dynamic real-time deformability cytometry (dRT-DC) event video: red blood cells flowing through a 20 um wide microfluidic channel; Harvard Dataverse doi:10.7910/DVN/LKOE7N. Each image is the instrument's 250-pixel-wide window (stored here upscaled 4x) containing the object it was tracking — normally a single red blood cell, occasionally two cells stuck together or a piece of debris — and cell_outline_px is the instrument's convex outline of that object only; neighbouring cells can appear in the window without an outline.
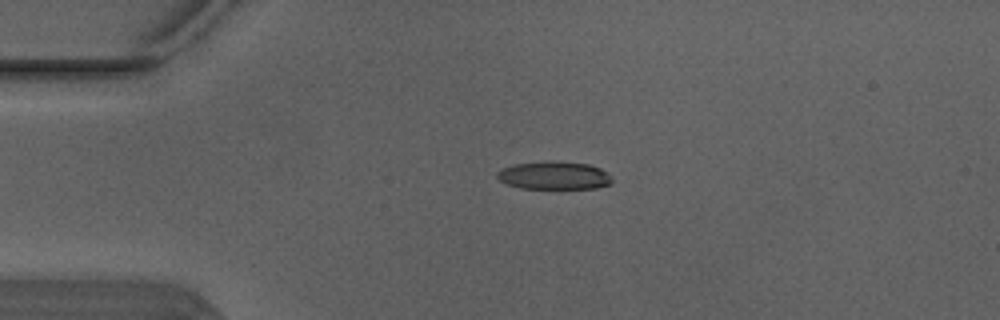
{"species": "Egyptian fruit bat (a non-hibernating species)", "species_latin": "Rousettus aegyptiacus", "temperature_condition": "warm", "stored_images_in_passage": 3, "camera_frame_rate_fps": 3000, "um_per_image_px": 0.085, "animal": {"sex": "male"}, "frame": {"image": 1, "passage_image": 2, "time_ms": 0.333, "image_size_px": [1000, 320], "cell_outline_px": [[612, 184], [596, 188], [520, 188], [508, 184], [500, 180], [496, 176], [496, 172], [512, 164], [544, 160], [588, 164], [600, 168], [612, 180]], "centroid_in_image_um": [47.06, 14.9], "position_along_channel_um": 37.9, "area_um2": 18.67}}